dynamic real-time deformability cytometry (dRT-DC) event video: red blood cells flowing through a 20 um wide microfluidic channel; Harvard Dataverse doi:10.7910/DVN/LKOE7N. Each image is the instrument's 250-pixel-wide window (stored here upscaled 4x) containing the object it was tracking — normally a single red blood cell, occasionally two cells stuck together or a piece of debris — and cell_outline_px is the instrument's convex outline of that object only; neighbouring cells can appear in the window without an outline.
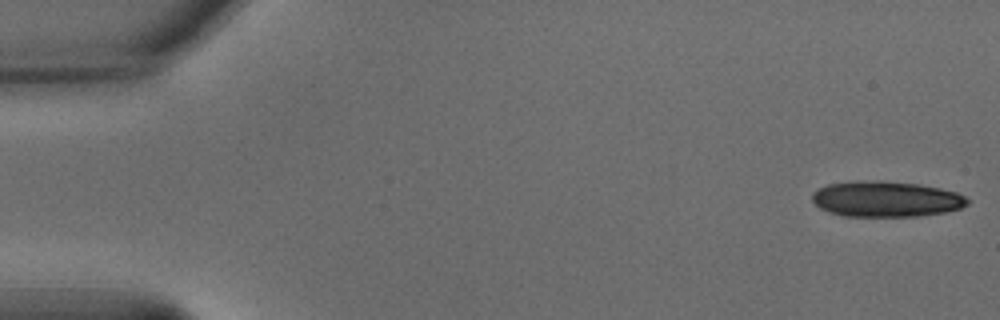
{"species": "common noctule bat (a hibernating species)", "species_latin": "Nyctalus noctula", "temperature_condition": "warm", "stored_images_in_passage": 20, "camera_frame_rate_fps": 3000, "um_per_image_px": 0.085, "animal": {"sex": "male", "body_mass_g": 15.6}, "frame": {"image": 1, "passage_image": 1, "time_ms": 0.0, "image_size_px": [1000, 320], "cell_outline_px": [[968, 204], [960, 208], [944, 212], [916, 216], [844, 216], [828, 212], [820, 208], [812, 200], [812, 192], [828, 184], [856, 180], [880, 180], [920, 184], [940, 188], [956, 192], [964, 196], [968, 200]], "centroid_in_image_um": [75.29, 16.91], "position_along_channel_um": 9.7, "area_um2": 32.37}}